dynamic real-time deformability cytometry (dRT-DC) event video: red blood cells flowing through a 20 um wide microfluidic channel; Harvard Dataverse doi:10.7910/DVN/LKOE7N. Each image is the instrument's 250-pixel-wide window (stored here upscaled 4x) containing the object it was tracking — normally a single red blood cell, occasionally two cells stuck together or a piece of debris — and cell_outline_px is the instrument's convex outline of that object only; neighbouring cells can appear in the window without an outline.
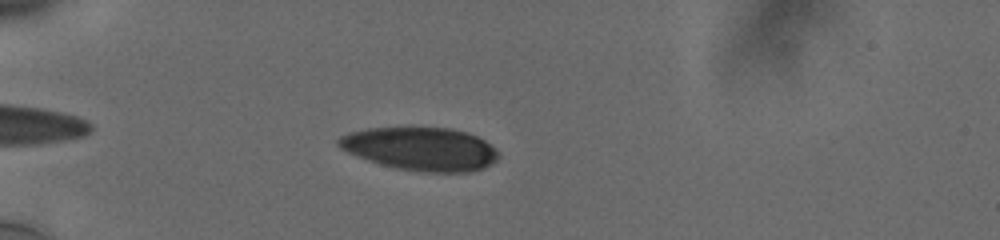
{"species": "human", "species_latin": "Homo sapiens", "temperature_condition": "cold", "stored_images_in_passage": 9, "camera_frame_rate_fps": 3000, "um_per_image_px": 0.085, "donor": {"sex": "male"}, "frame": {"image": 1, "passage_image": 4, "time_ms": 1.333, "image_size_px": [1000, 240], "cell_outline_px": [[500, 156], [492, 164], [484, 168], [468, 172], [424, 172], [396, 168], [380, 164], [356, 156], [340, 148], [336, 144], [336, 140], [340, 136], [352, 132], [368, 128], [452, 128], [468, 132], [484, 140], [496, 148]], "centroid_in_image_um": [35.78, 12.66], "position_along_channel_um": 49.2, "area_um2": 40.34}}